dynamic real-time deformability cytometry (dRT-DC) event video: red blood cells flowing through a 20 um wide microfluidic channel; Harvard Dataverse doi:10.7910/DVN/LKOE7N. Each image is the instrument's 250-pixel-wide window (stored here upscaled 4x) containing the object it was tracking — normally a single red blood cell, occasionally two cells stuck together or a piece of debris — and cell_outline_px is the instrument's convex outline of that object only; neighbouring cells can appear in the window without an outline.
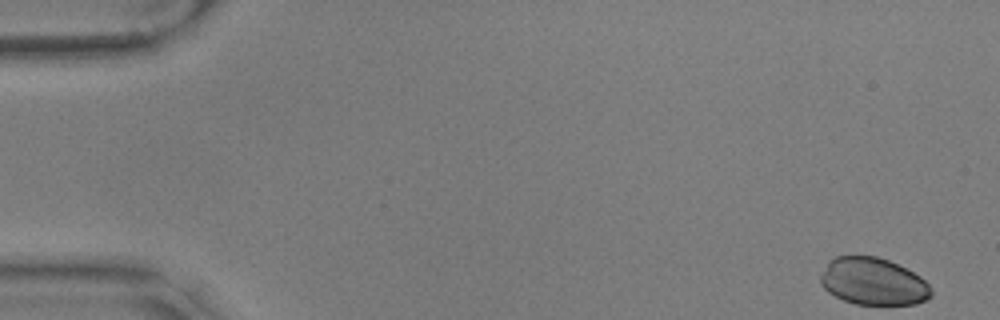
{"species": "common noctule bat (a hibernating species)", "species_latin": "Nyctalus noctula", "temperature_condition": "warm", "stored_images_in_passage": 56, "camera_frame_rate_fps": 3000, "um_per_image_px": 0.085, "animal": {"sex": "male", "body_mass_g": 17.9, "forearm_length_mm": 54.2}, "frame": {"image": 1, "passage_image": 1, "time_ms": 0.0, "image_size_px": [1000, 320], "cell_outline_px": [[932, 296], [928, 300], [916, 304], [856, 304], [844, 300], [828, 292], [820, 284], [820, 276], [828, 260], [836, 256], [876, 256], [888, 260], [920, 276], [928, 284], [932, 292]], "centroid_in_image_um": [74.21, 23.93], "position_along_channel_um": 10.8, "area_um2": 30.4}}
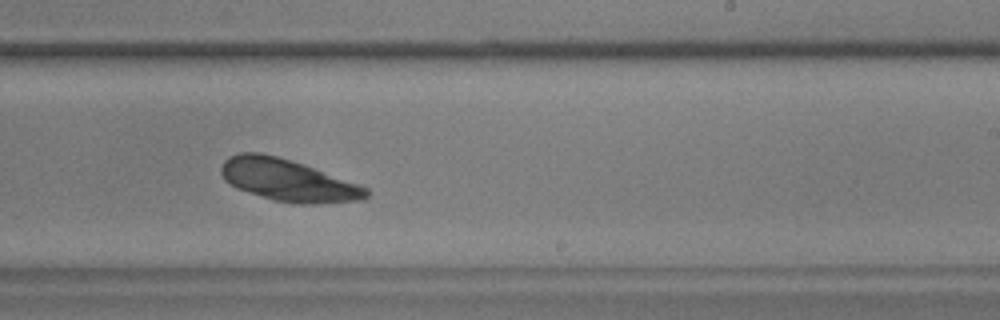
{"frame": {"image": 2, "passage_image": 34, "time_ms": 11.0, "image_size_px": [1000, 320], "cell_outline_px": [[368, 196], [364, 200], [316, 204], [292, 204], [272, 200], [236, 188], [224, 180], [220, 172], [220, 168], [224, 160], [228, 156], [240, 152], [260, 152], [276, 156], [304, 164], [360, 184], [368, 188]], "centroid_in_image_um": [24.47, 15.32], "position_along_channel_um": 264.5, "area_um2": 35.89}}
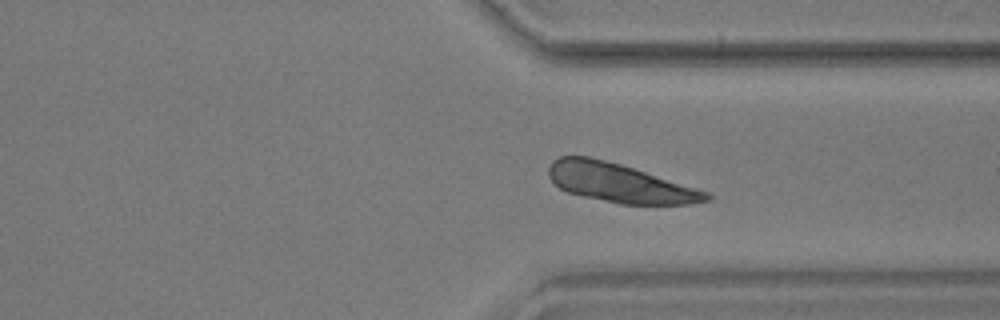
{"frame": {"image": 3, "passage_image": 42, "time_ms": 13.667, "image_size_px": [1000, 320], "cell_outline_px": [[712, 196], [708, 200], [688, 204], [620, 204], [584, 196], [568, 192], [560, 188], [548, 176], [548, 168], [552, 160], [560, 156], [588, 156], [620, 164], [708, 192]], "centroid_in_image_um": [52.62, 15.54], "position_along_channel_um": 358.8, "area_um2": 35.14}}